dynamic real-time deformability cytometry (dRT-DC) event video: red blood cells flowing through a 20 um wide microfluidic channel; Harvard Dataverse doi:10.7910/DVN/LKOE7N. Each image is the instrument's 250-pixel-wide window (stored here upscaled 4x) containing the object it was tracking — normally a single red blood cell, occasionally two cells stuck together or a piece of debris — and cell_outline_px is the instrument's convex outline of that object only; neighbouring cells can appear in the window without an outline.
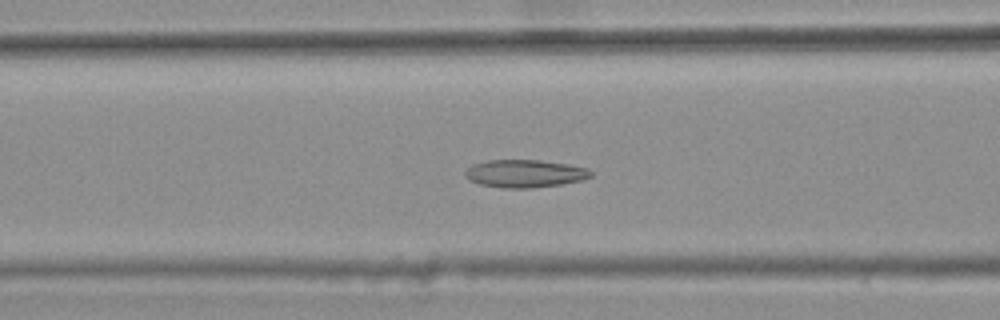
{"species": "common noctule bat (a hibernating species)", "species_latin": "Nyctalus noctula", "temperature_condition": "warm", "stored_images_in_passage": 42, "camera_frame_rate_fps": 3000, "um_per_image_px": 0.085, "animal": {"sex": "female", "body_mass_g": 25.1}, "frame": {"image": 1, "passage_image": 18, "time_ms": 5.667, "image_size_px": [1000, 320], "cell_outline_px": [[592, 176], [584, 180], [560, 184], [532, 188], [500, 188], [480, 184], [464, 176], [464, 172], [472, 164], [488, 160], [536, 160], [568, 164], [588, 168], [592, 172]], "centroid_in_image_um": [44.62, 14.75], "position_along_channel_um": 122.0, "area_um2": 20.35}}
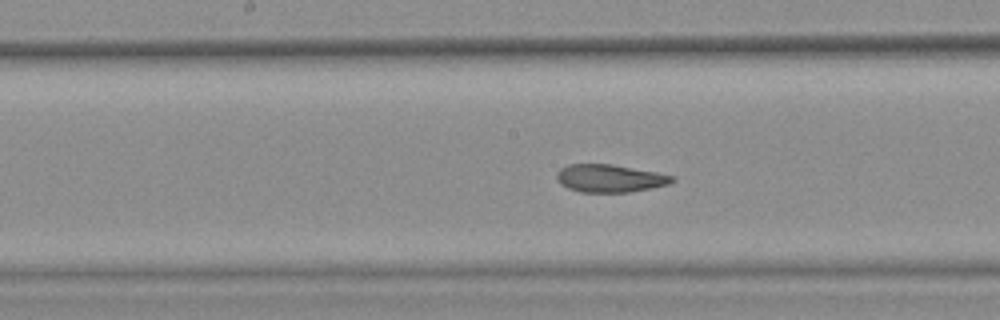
{"frame": {"image": 2, "passage_image": 24, "time_ms": 7.667, "image_size_px": [1000, 320], "cell_outline_px": [[676, 180], [668, 184], [652, 188], [628, 192], [580, 192], [568, 188], [560, 184], [556, 180], [556, 172], [560, 168], [568, 164], [612, 164], [656, 172], [676, 176]], "centroid_in_image_um": [51.82, 15.15], "position_along_channel_um": 196.4, "area_um2": 18.84}}
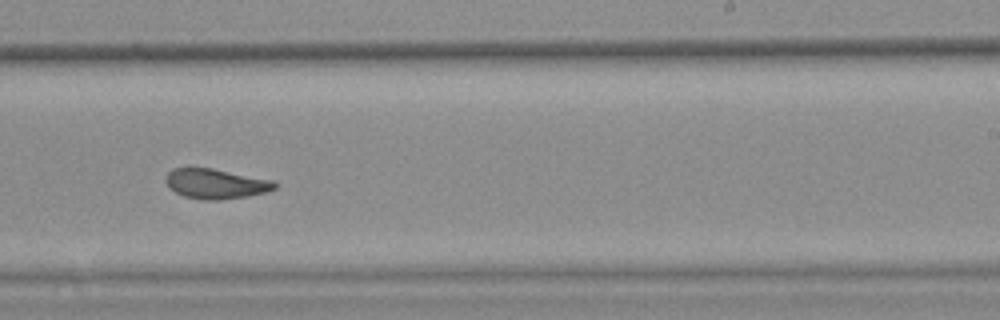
{"frame": {"image": 3, "passage_image": 30, "time_ms": 9.667, "image_size_px": [1000, 320], "cell_outline_px": [[276, 188], [268, 192], [248, 196], [220, 200], [204, 200], [184, 196], [168, 188], [164, 180], [168, 172], [172, 168], [212, 168], [276, 180]], "centroid_in_image_um": [18.36, 15.62], "position_along_channel_um": 270.6, "area_um2": 19.31}, "authors_computed_cell_mechanics": {"area_um2": 19.7387, "velocity_mm_per_s": 3.7305, "shape_relaxation_time_tau1_ms": null, "shape_relaxation_time_tau2_ms": 2.302, "deformation_change_tau1": null, "deformation_change_tau2": 0.0968}}